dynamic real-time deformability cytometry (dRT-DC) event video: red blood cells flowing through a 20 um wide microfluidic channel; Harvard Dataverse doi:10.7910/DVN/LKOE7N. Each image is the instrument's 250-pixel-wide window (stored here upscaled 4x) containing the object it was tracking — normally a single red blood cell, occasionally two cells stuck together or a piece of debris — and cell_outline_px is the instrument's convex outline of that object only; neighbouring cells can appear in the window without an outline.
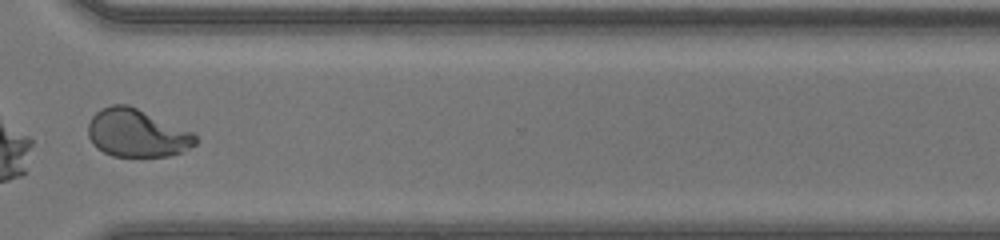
{"species": "human", "species_latin": "Homo sapiens", "temperature_condition": "warm", "stored_images_in_passage": 32, "camera_frame_rate_fps": 3000, "um_per_image_px": 0.085, "donor": {"sex": "female"}, "frame": {"image": 1, "passage_image": 23, "time_ms": 7.333, "image_size_px": [1000, 240], "cell_outline_px": [[196, 144], [180, 152], [168, 156], [112, 156], [96, 148], [92, 144], [88, 136], [88, 124], [92, 116], [100, 108], [112, 104], [128, 104], [192, 132], [196, 136]], "centroid_in_image_um": [11.58, 11.31], "position_along_channel_um": 359.0, "area_um2": 29.82}, "authors_computed_cell_mechanics": {"area_um2": 30.7207, "velocity_mm_per_s": 4.4162, "shape_relaxation_time_tau1_ms": 1.7389, "shape_relaxation_time_tau2_ms": null, "deformation_change_tau1": 0.3521, "deformation_change_tau2": null}}